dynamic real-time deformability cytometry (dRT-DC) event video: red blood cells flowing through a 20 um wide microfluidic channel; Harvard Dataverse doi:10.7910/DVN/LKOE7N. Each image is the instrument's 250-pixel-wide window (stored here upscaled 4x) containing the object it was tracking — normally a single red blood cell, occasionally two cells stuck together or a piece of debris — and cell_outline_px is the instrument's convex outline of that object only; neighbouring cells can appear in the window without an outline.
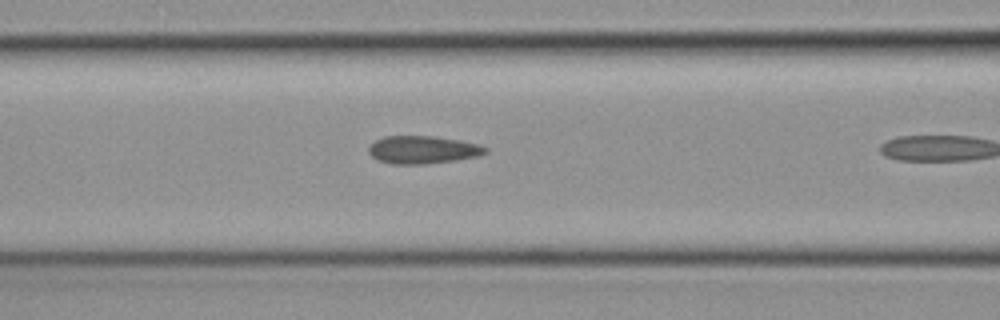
{"species": "common noctule bat (a hibernating species)", "species_latin": "Nyctalus noctula", "temperature_condition": "cold", "stored_images_in_passage": 6, "camera_frame_rate_fps": 3000, "um_per_image_px": 0.085, "animal": {"sex": "female", "body_mass_g": 19.3, "forearm_length_mm": 54.1}, "frame": {"image": 1, "passage_image": 5, "time_ms": 1.333, "image_size_px": [1000, 320], "cell_outline_px": [[488, 152], [476, 156], [456, 160], [424, 164], [392, 164], [376, 160], [368, 152], [368, 148], [376, 140], [384, 136], [436, 136], [460, 140], [480, 144], [488, 148]], "centroid_in_image_um": [35.94, 12.73], "position_along_channel_um": 130.7, "area_um2": 19.02}}